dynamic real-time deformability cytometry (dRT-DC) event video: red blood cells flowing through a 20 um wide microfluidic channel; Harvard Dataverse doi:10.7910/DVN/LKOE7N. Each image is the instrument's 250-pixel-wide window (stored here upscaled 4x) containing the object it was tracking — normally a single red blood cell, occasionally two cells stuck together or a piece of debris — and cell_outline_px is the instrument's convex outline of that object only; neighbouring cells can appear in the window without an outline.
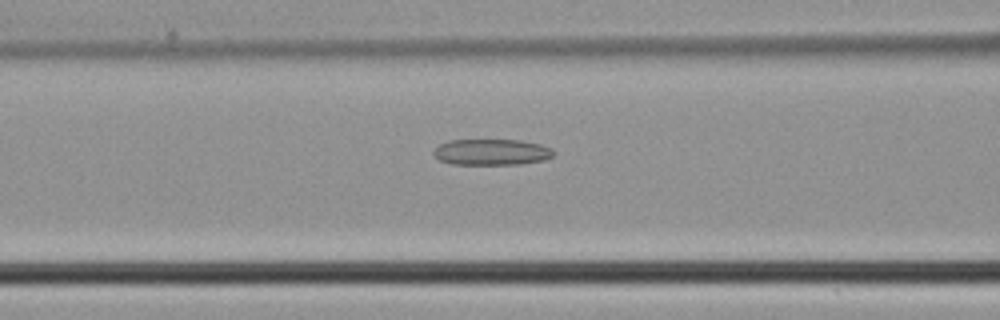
{"species": "common noctule bat (a hibernating species)", "species_latin": "Nyctalus noctula", "temperature_condition": "cold", "stored_images_in_passage": 14, "camera_frame_rate_fps": 3000, "um_per_image_px": 0.085, "animal": {"sex": "male", "body_mass_g": 21.5, "forearm_length_mm": 52.0}, "frame": {"image": 1, "passage_image": 7, "time_ms": 2.0, "image_size_px": [1000, 320], "cell_outline_px": [[556, 152], [552, 156], [544, 160], [520, 164], [452, 164], [440, 160], [432, 152], [440, 144], [448, 140], [520, 140], [540, 144], [552, 148]], "centroid_in_image_um": [41.81, 12.92], "position_along_channel_um": 124.8, "area_um2": 18.21}}
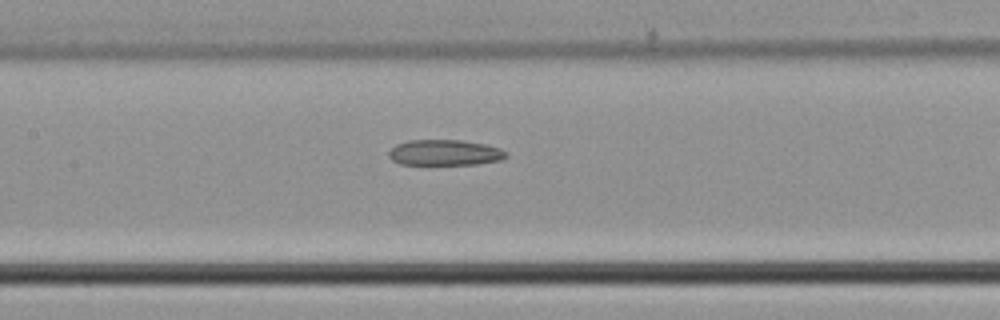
{"frame": {"image": 2, "passage_image": 10, "time_ms": 3.0, "image_size_px": [1000, 320], "cell_outline_px": [[508, 156], [504, 160], [476, 164], [400, 164], [392, 160], [388, 156], [388, 152], [396, 144], [408, 140], [464, 140], [484, 144], [500, 148], [508, 152]], "centroid_in_image_um": [37.84, 12.97], "position_along_channel_um": 169.6, "area_um2": 17.74}}